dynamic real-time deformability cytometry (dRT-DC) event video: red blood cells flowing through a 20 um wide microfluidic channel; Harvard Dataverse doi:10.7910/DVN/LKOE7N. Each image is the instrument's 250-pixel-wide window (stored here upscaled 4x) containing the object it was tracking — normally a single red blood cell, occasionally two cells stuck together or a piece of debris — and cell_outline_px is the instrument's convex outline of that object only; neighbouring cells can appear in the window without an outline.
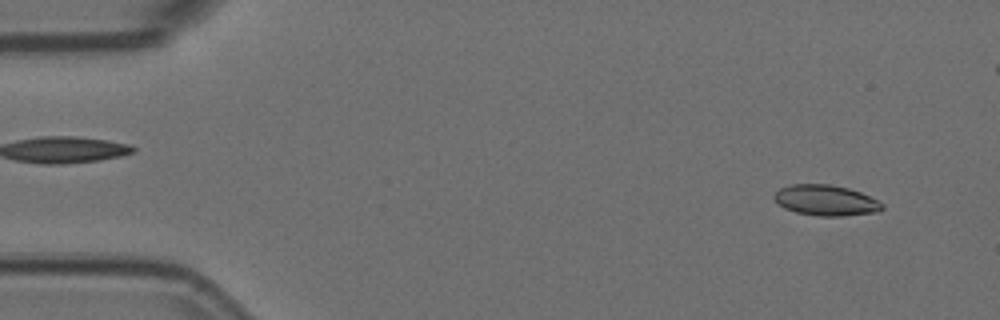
{"species": "Egyptian fruit bat (a non-hibernating species)", "species_latin": "Rousettus aegyptiacus", "temperature_condition": "room temperature", "stored_images_in_passage": 56, "camera_frame_rate_fps": 3000, "um_per_image_px": 0.085, "animal": {"sex": "female"}, "frame": {"image": 1, "passage_image": 4, "time_ms": 1.0, "image_size_px": [1000, 320], "cell_outline_px": [[884, 208], [876, 212], [844, 216], [820, 216], [796, 212], [784, 208], [772, 196], [780, 188], [792, 184], [828, 184], [848, 188], [860, 192], [884, 204]], "centroid_in_image_um": [70.19, 17.03], "position_along_channel_um": 14.8, "area_um2": 19.13}}
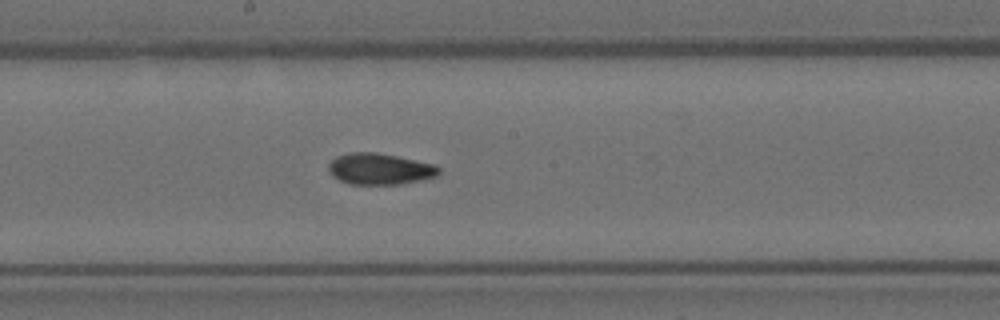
{"frame": {"image": 2, "passage_image": 29, "time_ms": 9.333, "image_size_px": [1000, 320], "cell_outline_px": [[440, 172], [436, 176], [424, 180], [400, 184], [348, 184], [332, 176], [328, 172], [328, 164], [336, 156], [352, 152], [376, 152], [436, 164], [440, 168]], "centroid_in_image_um": [32.29, 14.36], "position_along_channel_um": 215.9, "area_um2": 20.29}}
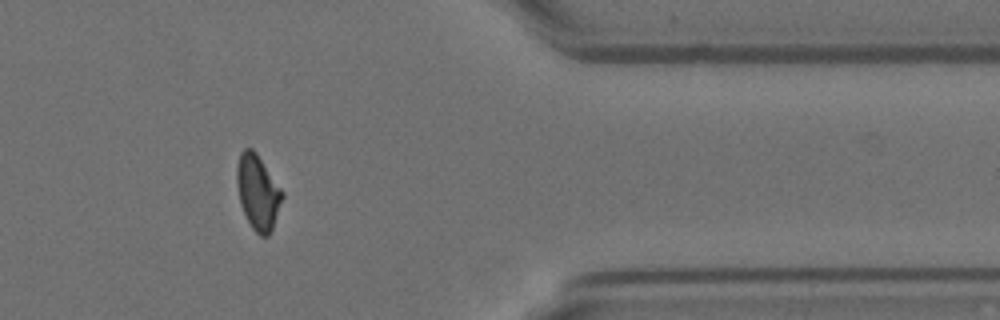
{"frame": {"image": 3, "passage_image": 45, "time_ms": 14.667, "image_size_px": [1000, 320], "cell_outline_px": [[284, 196], [272, 228], [268, 236], [260, 236], [252, 228], [240, 204], [236, 180], [236, 168], [240, 152], [244, 148], [252, 148], [256, 152], [284, 192]], "centroid_in_image_um": [21.91, 16.31], "position_along_channel_um": 389.5, "area_um2": 19.77}, "authors_computed_cell_mechanics": {"area_um2": 19.6809, "velocity_mm_per_s": 3.6836, "shape_relaxation_time_tau1_ms": 7.1136, "shape_relaxation_time_tau2_ms": 2.9393, "deformation_change_tau1": 0.1707, "deformation_change_tau2": 0.0709}}